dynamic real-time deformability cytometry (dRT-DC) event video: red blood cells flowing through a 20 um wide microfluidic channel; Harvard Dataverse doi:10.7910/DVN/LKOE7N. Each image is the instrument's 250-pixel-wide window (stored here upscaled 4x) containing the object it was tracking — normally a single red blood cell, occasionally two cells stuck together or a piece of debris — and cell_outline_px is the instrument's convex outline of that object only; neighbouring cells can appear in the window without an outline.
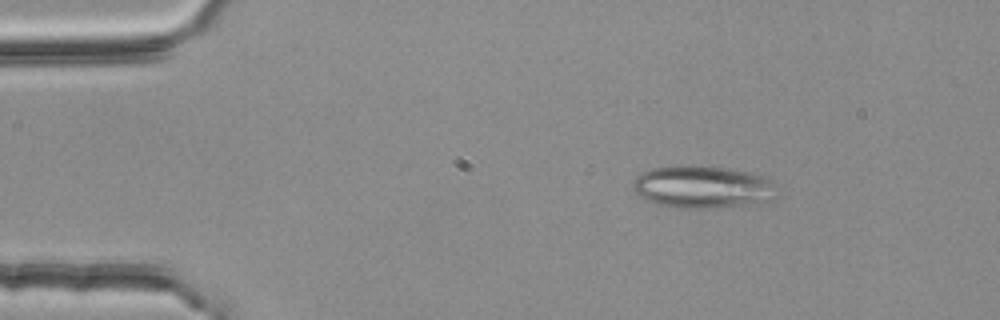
{"species": "common noctule bat (a hibernating species)", "species_latin": "Nyctalus noctula", "temperature_condition": "room temperature", "stored_images_in_passage": 3, "camera_frame_rate_fps": 3000, "um_per_image_px": 0.085, "animal": {"sex": "female", "body_mass_g": 25.1}, "frame": {"image": 1, "passage_image": 1, "time_ms": 0.0, "image_size_px": [1000, 320], "cell_outline_px": [[776, 196], [772, 200], [720, 208], [672, 208], [648, 200], [640, 196], [632, 188], [632, 184], [636, 176], [640, 172], [652, 168], [676, 164], [692, 164], [728, 168], [768, 176], [776, 184]], "centroid_in_image_um": [59.73, 15.86], "position_along_channel_um": 25.3, "area_um2": 36.41}}